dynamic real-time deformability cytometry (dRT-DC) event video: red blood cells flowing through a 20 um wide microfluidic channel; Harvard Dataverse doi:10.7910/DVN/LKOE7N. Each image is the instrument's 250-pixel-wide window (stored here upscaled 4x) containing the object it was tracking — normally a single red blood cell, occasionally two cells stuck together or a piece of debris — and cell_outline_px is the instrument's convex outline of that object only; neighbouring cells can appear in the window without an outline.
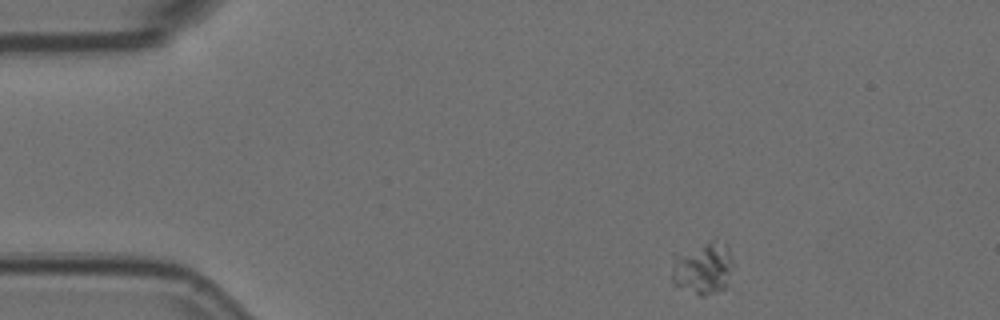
{"species": "Egyptian fruit bat (a non-hibernating species)", "species_latin": "Rousettus aegyptiacus", "temperature_condition": "room temperature", "stored_images_in_passage": 3, "camera_frame_rate_fps": 3000, "um_per_image_px": 0.085, "animal": {"sex": "female"}, "frame": {"image": 1, "passage_image": 1, "time_ms": 0.0, "image_size_px": [1000, 320], "cell_outline_px": [[732, 268], [728, 288], [704, 296], [700, 296], [672, 284], [672, 272], [676, 256], [716, 236], [724, 240], [728, 244], [732, 256]], "centroid_in_image_um": [59.84, 22.77], "position_along_channel_um": 25.2, "area_um2": 19.19}}